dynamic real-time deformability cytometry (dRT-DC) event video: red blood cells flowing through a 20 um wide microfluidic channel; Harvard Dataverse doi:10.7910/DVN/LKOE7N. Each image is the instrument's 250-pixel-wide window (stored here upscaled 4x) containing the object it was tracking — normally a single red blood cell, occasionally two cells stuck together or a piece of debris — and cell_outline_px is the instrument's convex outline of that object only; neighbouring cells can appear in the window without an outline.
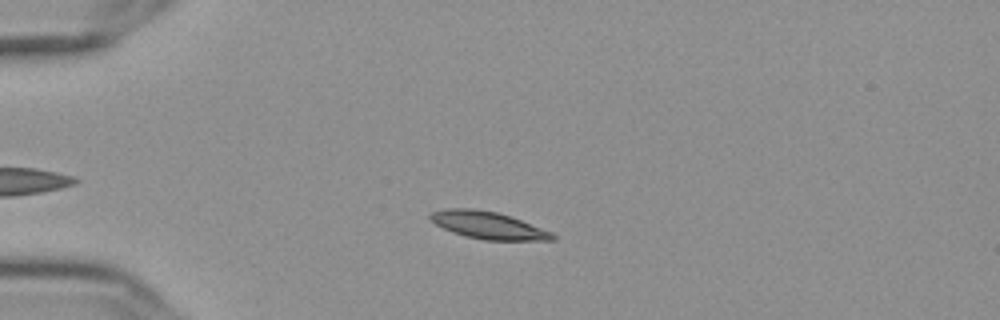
{"species": "Egyptian fruit bat (a non-hibernating species)", "species_latin": "Rousettus aegyptiacus", "temperature_condition": "cold", "stored_images_in_passage": 42, "camera_frame_rate_fps": 3000, "um_per_image_px": 0.085, "frame": {"image": 1, "passage_image": 11, "time_ms": 3.333, "image_size_px": [1000, 320], "cell_outline_px": [[556, 240], [484, 240], [464, 236], [452, 232], [436, 224], [428, 216], [432, 212], [444, 208], [472, 208], [496, 212], [520, 220], [552, 232], [556, 236]], "centroid_in_image_um": [41.47, 19.15], "position_along_channel_um": 43.5, "area_um2": 19.25}}
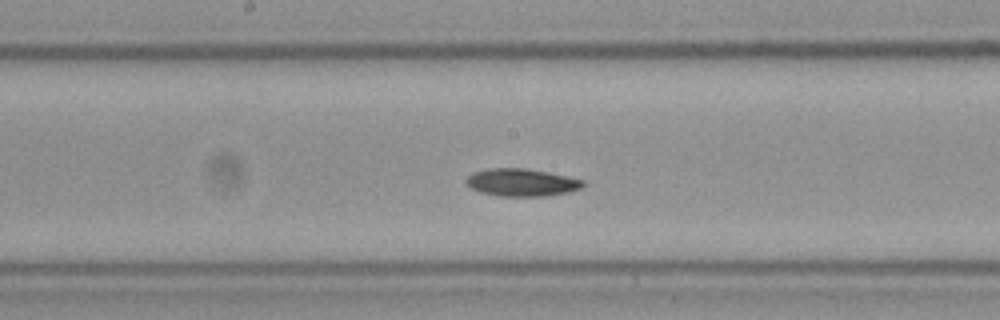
{"frame": {"image": 2, "passage_image": 27, "time_ms": 8.667, "image_size_px": [1000, 320], "cell_outline_px": [[584, 184], [580, 188], [568, 192], [548, 196], [500, 196], [480, 192], [464, 184], [464, 180], [472, 172], [488, 168], [524, 168], [584, 180]], "centroid_in_image_um": [44.26, 15.51], "position_along_channel_um": 203.9, "area_um2": 18.67}}
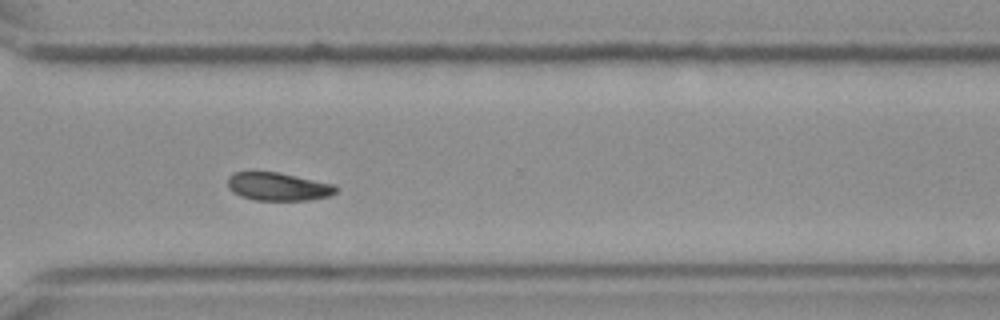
{"frame": {"image": 3, "passage_image": 39, "time_ms": 12.667, "image_size_px": [1000, 320], "cell_outline_px": [[336, 192], [328, 196], [308, 200], [256, 200], [240, 196], [232, 192], [228, 188], [228, 176], [236, 172], [280, 172], [336, 184]], "centroid_in_image_um": [23.64, 15.85], "position_along_channel_um": 347.0, "area_um2": 17.8}, "authors_computed_cell_mechanics": {"area_um2": 18.8428, "velocity_mm_per_s": 3.5827, "shape_relaxation_time_tau1_ms": 3.2941, "shape_relaxation_time_tau2_ms": 4.5603, "deformation_change_tau1": 0.1051, "deformation_change_tau2": 0.0563}}